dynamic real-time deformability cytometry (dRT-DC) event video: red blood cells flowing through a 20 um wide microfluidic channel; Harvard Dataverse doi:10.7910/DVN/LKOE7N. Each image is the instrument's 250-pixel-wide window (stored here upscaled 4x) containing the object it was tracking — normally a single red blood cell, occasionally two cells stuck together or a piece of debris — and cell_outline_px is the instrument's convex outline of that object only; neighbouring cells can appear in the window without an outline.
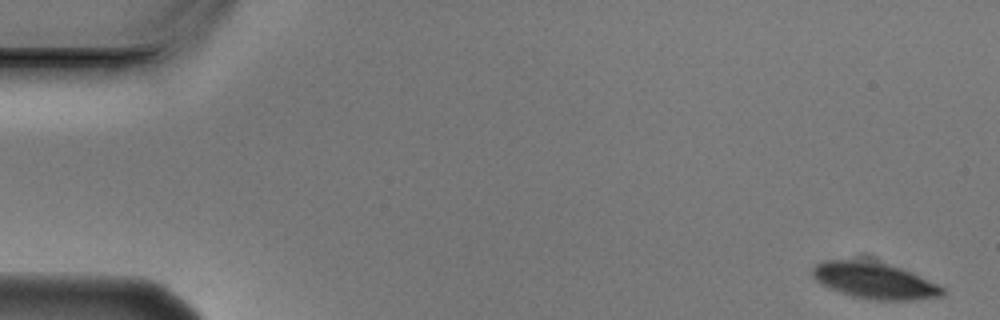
{"species": "Egyptian fruit bat (a non-hibernating species)", "species_latin": "Rousettus aegyptiacus", "temperature_condition": "cold", "stored_images_in_passage": 4, "camera_frame_rate_fps": 3000, "um_per_image_px": 0.085, "animal": {"sex": "male"}, "frame": {"image": 1, "passage_image": 1, "time_ms": 0.0, "image_size_px": [1000, 320], "cell_outline_px": [[944, 296], [916, 300], [876, 300], [852, 296], [840, 292], [820, 284], [812, 276], [812, 268], [816, 264], [824, 260], [864, 256], [868, 256], [900, 268], [936, 284], [944, 288]], "centroid_in_image_um": [74.26, 23.79], "position_along_channel_um": 10.7, "area_um2": 28.26}}
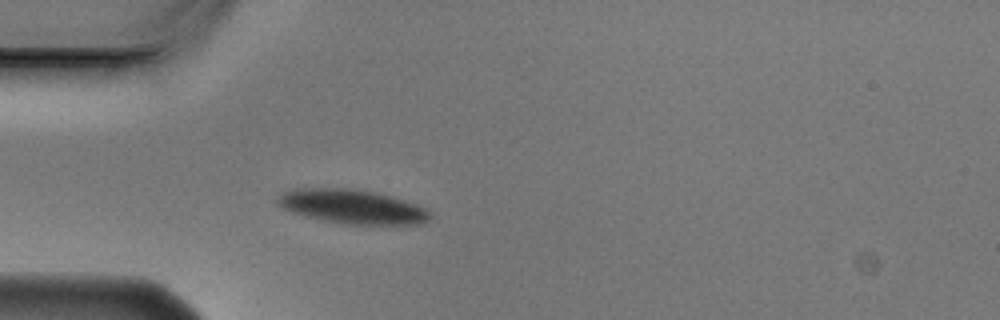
{"frame": {"image": 2, "passage_image": 4, "time_ms": 1.0, "image_size_px": [1000, 320], "cell_outline_px": [[432, 216], [428, 220], [420, 224], [340, 224], [292, 212], [276, 204], [276, 200], [284, 192], [296, 188], [344, 188], [376, 192], [404, 200], [416, 204], [432, 212]], "centroid_in_image_um": [29.96, 17.56], "position_along_channel_um": 55.0, "area_um2": 30.11}}